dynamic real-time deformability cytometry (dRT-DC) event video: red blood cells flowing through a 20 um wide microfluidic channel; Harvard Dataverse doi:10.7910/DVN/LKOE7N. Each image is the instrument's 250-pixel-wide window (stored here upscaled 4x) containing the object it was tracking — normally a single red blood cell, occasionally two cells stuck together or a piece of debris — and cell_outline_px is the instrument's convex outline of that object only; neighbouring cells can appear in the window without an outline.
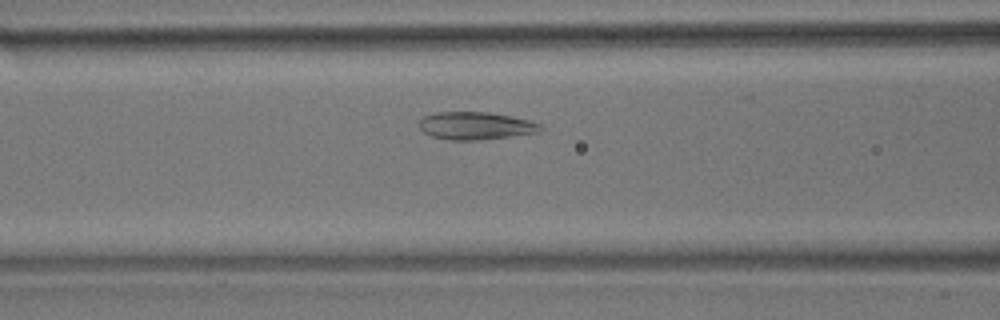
{"species": "common noctule bat (a hibernating species)", "species_latin": "Nyctalus noctula", "temperature_condition": "room temperature", "stored_images_in_passage": 33, "camera_frame_rate_fps": 3000, "um_per_image_px": 0.085, "animal": {"sex": "male", "body_mass_g": 17.9}, "frame": {"image": 1, "passage_image": 11, "time_ms": 3.333, "image_size_px": [1000, 320], "cell_outline_px": [[544, 128], [540, 132], [480, 140], [448, 140], [432, 136], [424, 132], [420, 128], [416, 120], [424, 116], [436, 112], [488, 112], [532, 120], [540, 124]], "centroid_in_image_um": [40.42, 10.68], "position_along_channel_um": 126.2, "area_um2": 19.77}}
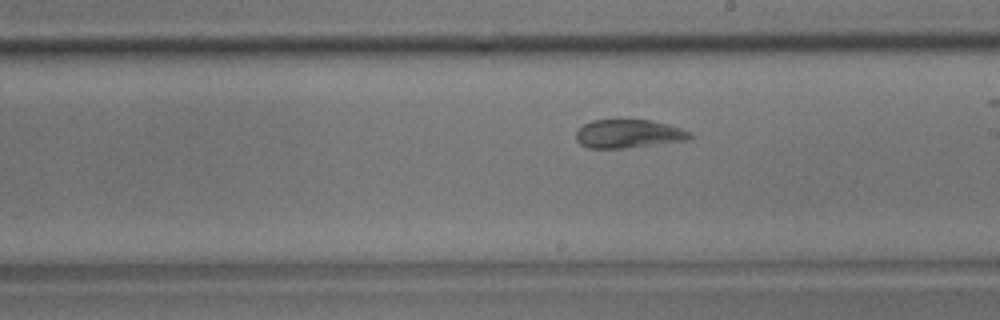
{"frame": {"image": 2, "passage_image": 20, "time_ms": 6.333, "image_size_px": [1000, 320], "cell_outline_px": [[692, 136], [688, 140], [624, 148], [588, 148], [580, 144], [576, 140], [576, 132], [584, 124], [592, 120], [620, 116], [652, 120], [668, 124], [692, 132]], "centroid_in_image_um": [53.4, 11.31], "position_along_channel_um": 235.6, "area_um2": 19.71}}
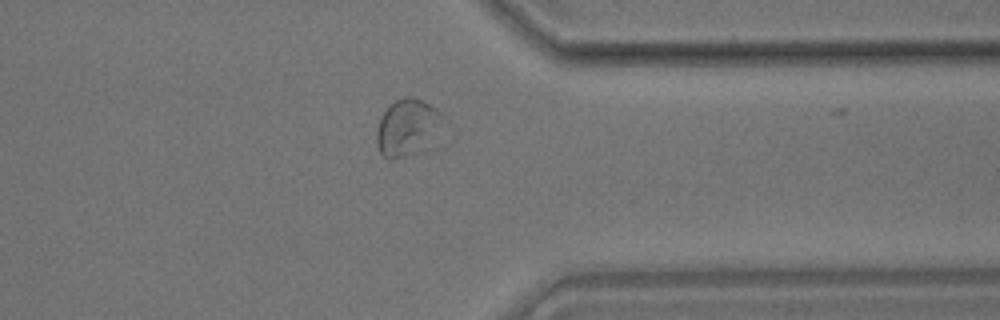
{"frame": {"image": 3, "passage_image": 32, "time_ms": 10.333, "image_size_px": [1000, 320], "cell_outline_px": [[436, 112], [428, 152], [392, 160], [388, 160], [380, 152], [376, 144], [376, 128], [388, 104], [404, 96], [412, 96], [436, 108]], "centroid_in_image_um": [34.46, 10.91], "position_along_channel_um": 376.9, "area_um2": 21.27}}